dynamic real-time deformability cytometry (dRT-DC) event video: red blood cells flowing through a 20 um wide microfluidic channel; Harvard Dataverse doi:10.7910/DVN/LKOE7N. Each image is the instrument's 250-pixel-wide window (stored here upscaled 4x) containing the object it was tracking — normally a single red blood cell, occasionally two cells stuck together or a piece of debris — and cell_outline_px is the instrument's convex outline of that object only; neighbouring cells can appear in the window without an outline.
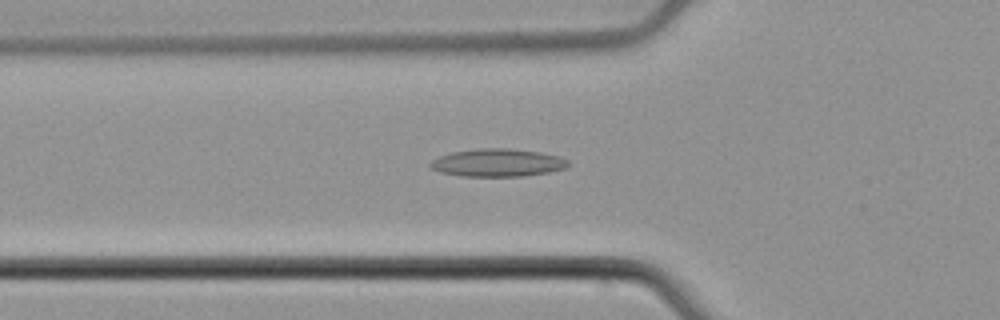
{"species": "common noctule bat (a hibernating species)", "species_latin": "Nyctalus noctula", "temperature_condition": "cold", "stored_images_in_passage": 54, "camera_frame_rate_fps": 3000, "um_per_image_px": 0.085, "animal": {"sex": "male", "body_mass_g": 21.5, "forearm_length_mm": 52.0}, "frame": {"image": 1, "passage_image": 19, "time_ms": 6.0, "image_size_px": [1000, 320], "cell_outline_px": [[568, 168], [548, 172], [524, 176], [460, 176], [440, 172], [432, 168], [428, 164], [432, 160], [440, 156], [452, 152], [480, 148], [508, 148], [540, 152], [560, 156], [568, 160]], "centroid_in_image_um": [42.31, 13.83], "position_along_channel_um": 83.5, "area_um2": 22.37}}
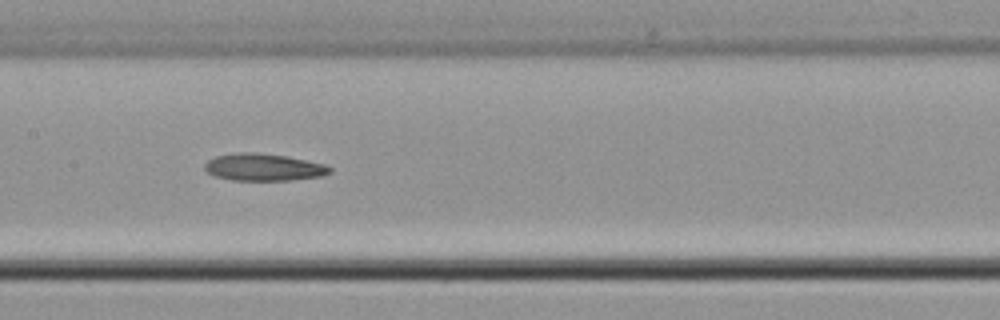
{"frame": {"image": 2, "passage_image": 27, "time_ms": 8.667, "image_size_px": [1000, 320], "cell_outline_px": [[332, 172], [320, 176], [292, 180], [232, 180], [216, 176], [208, 172], [204, 168], [204, 164], [208, 160], [216, 156], [236, 152], [256, 152], [288, 156], [324, 164], [332, 168]], "centroid_in_image_um": [22.41, 14.2], "position_along_channel_um": 185.0, "area_um2": 19.83}}
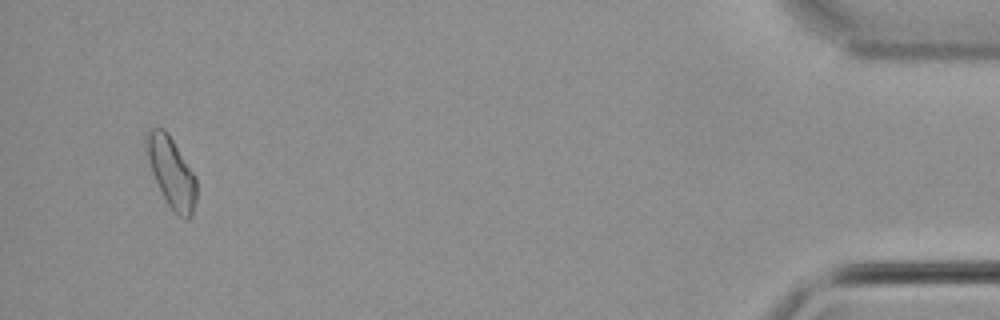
{"frame": {"image": 3, "passage_image": 52, "time_ms": 17.0, "image_size_px": [1000, 320], "cell_outline_px": [[196, 200], [192, 212], [188, 220], [180, 216], [168, 204], [152, 172], [144, 148], [144, 136], [152, 128], [164, 128], [196, 176]], "centroid_in_image_um": [14.55, 14.6], "position_along_channel_um": 420.7, "area_um2": 20.11}}